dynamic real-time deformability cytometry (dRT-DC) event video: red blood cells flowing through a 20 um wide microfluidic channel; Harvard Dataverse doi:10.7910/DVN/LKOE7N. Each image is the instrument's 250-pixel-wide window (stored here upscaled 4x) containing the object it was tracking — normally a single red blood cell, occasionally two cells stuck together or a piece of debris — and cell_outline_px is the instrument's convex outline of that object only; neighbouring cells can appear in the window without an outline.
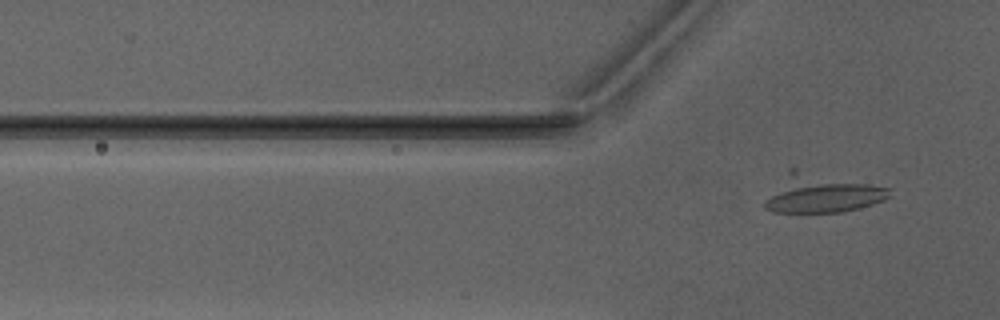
{"species": "Egyptian fruit bat (a non-hibernating species)", "species_latin": "Rousettus aegyptiacus", "temperature_condition": "warm", "stored_images_in_passage": 2, "camera_frame_rate_fps": 3000, "um_per_image_px": 0.085, "animal": {"sex": "male"}, "frame": {"image": 1, "passage_image": 2, "time_ms": 1.333, "image_size_px": [1000, 320], "cell_outline_px": [[888, 196], [884, 200], [860, 208], [840, 212], [800, 216], [772, 212], [764, 208], [764, 200], [788, 168], [796, 168], [888, 188]], "centroid_in_image_um": [69.7, 16.5], "position_along_channel_um": 56.1, "area_um2": 28.78}}